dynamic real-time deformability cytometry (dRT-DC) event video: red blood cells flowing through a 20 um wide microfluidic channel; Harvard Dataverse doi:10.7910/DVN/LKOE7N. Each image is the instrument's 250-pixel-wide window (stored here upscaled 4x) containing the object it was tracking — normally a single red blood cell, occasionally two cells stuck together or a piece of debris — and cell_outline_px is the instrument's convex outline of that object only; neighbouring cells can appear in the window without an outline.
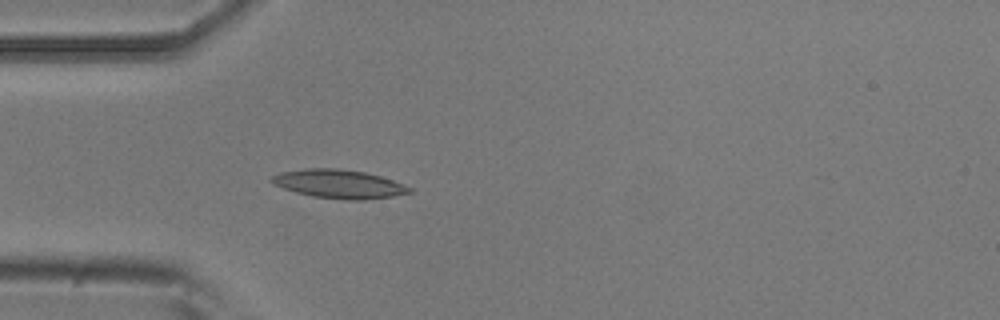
{"species": "common noctule bat (a hibernating species)", "species_latin": "Nyctalus noctula", "temperature_condition": "room temperature", "stored_images_in_passage": 5, "camera_frame_rate_fps": 3000, "um_per_image_px": 0.085, "animal": {"sex": "male", "body_mass_g": 20.5, "forearm_length_mm": 52.5}, "frame": {"image": 1, "passage_image": 5, "time_ms": 1.333, "image_size_px": [1000, 320], "cell_outline_px": [[412, 192], [392, 196], [360, 200], [348, 200], [312, 196], [296, 192], [272, 184], [268, 180], [272, 176], [280, 172], [304, 168], [340, 168], [364, 172], [380, 176], [392, 180], [412, 188]], "centroid_in_image_um": [28.76, 15.62], "position_along_channel_um": 56.2, "area_um2": 22.95}}